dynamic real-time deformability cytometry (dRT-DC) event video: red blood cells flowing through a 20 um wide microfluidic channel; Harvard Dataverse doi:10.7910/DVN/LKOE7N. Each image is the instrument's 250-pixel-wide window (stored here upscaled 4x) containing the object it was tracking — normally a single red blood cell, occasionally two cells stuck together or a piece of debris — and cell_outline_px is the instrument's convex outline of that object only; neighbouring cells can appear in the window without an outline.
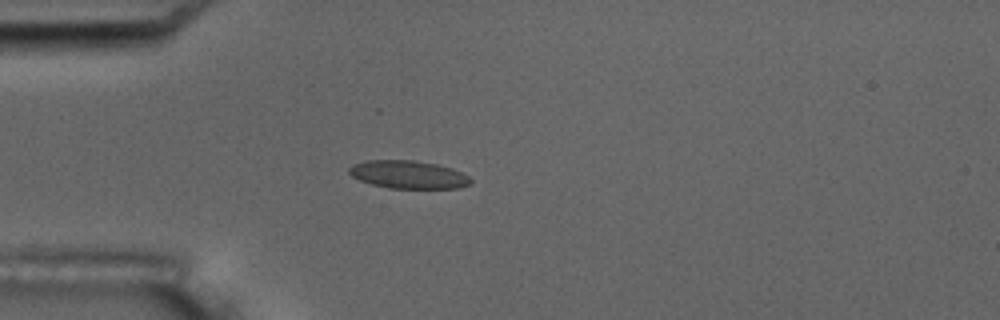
{"species": "common noctule bat (a hibernating species)", "species_latin": "Nyctalus noctula", "temperature_condition": "room temperature", "stored_images_in_passage": 5, "camera_frame_rate_fps": 3000, "um_per_image_px": 0.085, "animal": {"sex": "male", "body_mass_g": 17.5, "forearm_length_mm": 52.3}, "frame": {"image": 1, "passage_image": 5, "time_ms": 4.667, "image_size_px": [1000, 320], "cell_outline_px": [[472, 184], [460, 188], [388, 188], [372, 184], [360, 180], [352, 176], [348, 172], [348, 168], [352, 164], [364, 160], [412, 160], [436, 164], [452, 168], [468, 176], [472, 180]], "centroid_in_image_um": [34.7, 14.84], "position_along_channel_um": 50.3, "area_um2": 19.88}}